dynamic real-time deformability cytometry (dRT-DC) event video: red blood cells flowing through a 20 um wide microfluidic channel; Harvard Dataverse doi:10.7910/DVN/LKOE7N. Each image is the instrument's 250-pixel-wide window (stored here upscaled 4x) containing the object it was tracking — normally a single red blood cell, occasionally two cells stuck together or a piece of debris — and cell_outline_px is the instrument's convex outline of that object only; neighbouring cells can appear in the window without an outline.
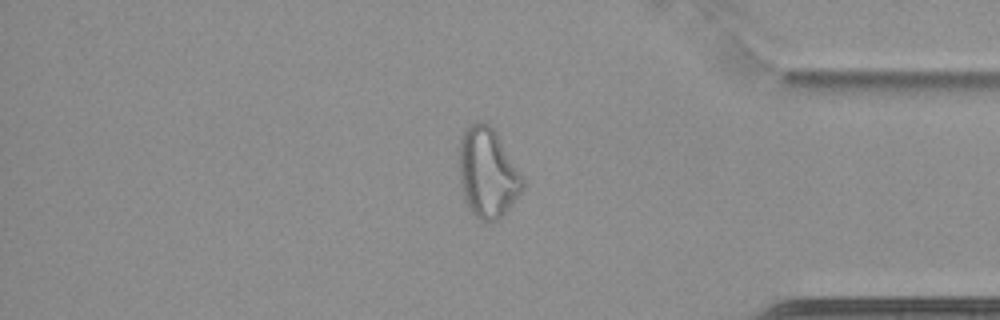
{"species": "common noctule bat (a hibernating species)", "species_latin": "Nyctalus noctula", "temperature_condition": "cold", "stored_images_in_passage": 62, "camera_frame_rate_fps": 3000, "um_per_image_px": 0.085, "animal": {"sex": "female", "body_mass_g": 22.7, "forearm_length_mm": 54.2}, "frame": {"image": 1, "passage_image": 53, "time_ms": 17.333, "image_size_px": [1000, 320], "cell_outline_px": [[524, 188], [508, 208], [496, 220], [488, 224], [480, 220], [472, 212], [464, 196], [460, 180], [460, 140], [468, 124], [480, 120], [488, 124], [496, 132], [524, 180]], "centroid_in_image_um": [41.44, 14.68], "position_along_channel_um": 393.8, "area_um2": 32.6}}